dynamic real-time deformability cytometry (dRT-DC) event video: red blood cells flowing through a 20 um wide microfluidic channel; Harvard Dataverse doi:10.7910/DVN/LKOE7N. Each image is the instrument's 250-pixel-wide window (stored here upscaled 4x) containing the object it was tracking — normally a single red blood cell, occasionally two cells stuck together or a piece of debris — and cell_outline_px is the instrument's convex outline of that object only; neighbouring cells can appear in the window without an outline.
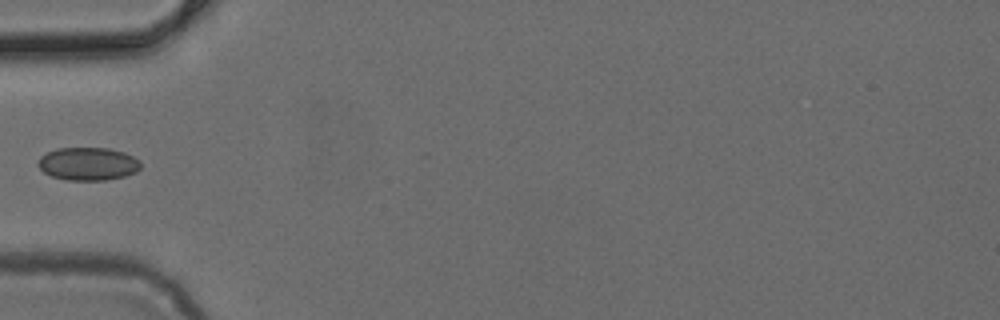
{"species": "common noctule bat (a hibernating species)", "species_latin": "Nyctalus noctula", "temperature_condition": "cold", "stored_images_in_passage": 4, "camera_frame_rate_fps": 3000, "um_per_image_px": 0.085, "animal": {"sex": "female", "body_mass_g": 24.6, "forearm_length_mm": 56.2}, "frame": {"image": 1, "passage_image": 4, "time_ms": 1.0, "image_size_px": [1000, 320], "cell_outline_px": [[140, 168], [136, 172], [124, 176], [104, 180], [64, 180], [52, 176], [44, 172], [36, 164], [40, 156], [56, 148], [108, 148], [124, 152], [140, 160]], "centroid_in_image_um": [7.46, 13.92], "position_along_channel_um": 77.5, "area_um2": 19.77}}